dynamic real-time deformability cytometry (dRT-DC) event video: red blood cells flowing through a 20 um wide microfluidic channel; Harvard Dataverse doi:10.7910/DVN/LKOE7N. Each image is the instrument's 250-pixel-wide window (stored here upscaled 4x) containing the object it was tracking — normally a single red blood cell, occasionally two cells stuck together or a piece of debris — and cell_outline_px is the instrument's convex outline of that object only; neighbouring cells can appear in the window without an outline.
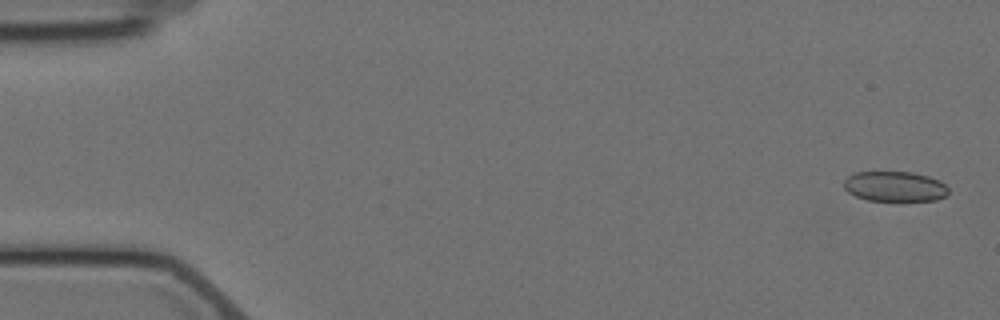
{"species": "Egyptian fruit bat (a non-hibernating species)", "species_latin": "Rousettus aegyptiacus", "temperature_condition": "cold", "stored_images_in_passage": 7, "camera_frame_rate_fps": 3000, "um_per_image_px": 0.085, "animal": {"sex": "female"}, "frame": {"image": 1, "passage_image": 1, "time_ms": 0.0, "image_size_px": [1000, 320], "cell_outline_px": [[948, 192], [944, 196], [936, 200], [868, 200], [856, 196], [848, 192], [844, 188], [844, 180], [848, 176], [856, 172], [912, 172], [928, 176], [940, 180], [948, 188]], "centroid_in_image_um": [76.05, 15.84], "position_along_channel_um": 9.0, "area_um2": 18.21}}
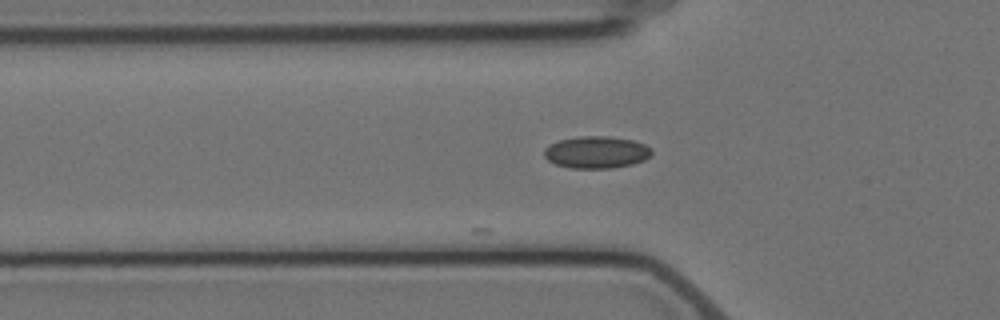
{"frame": {"image": 2, "passage_image": 5, "time_ms": 5.667, "image_size_px": [1000, 320], "cell_outline_px": [[652, 156], [644, 160], [632, 164], [612, 168], [572, 168], [556, 164], [548, 160], [544, 156], [544, 148], [548, 144], [560, 140], [580, 136], [608, 136], [632, 140], [644, 144], [652, 148]], "centroid_in_image_um": [50.7, 12.94], "position_along_channel_um": 75.1, "area_um2": 20.17}}